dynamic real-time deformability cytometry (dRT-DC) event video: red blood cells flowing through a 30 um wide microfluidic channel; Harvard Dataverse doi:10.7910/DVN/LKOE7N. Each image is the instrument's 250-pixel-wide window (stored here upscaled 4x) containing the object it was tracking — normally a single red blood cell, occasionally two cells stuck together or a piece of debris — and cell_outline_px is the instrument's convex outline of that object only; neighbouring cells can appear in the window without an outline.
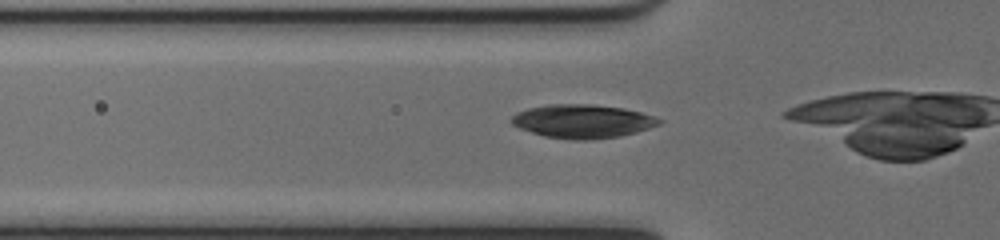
{"species": "common noctule bat (a hibernating species)", "species_latin": "Nyctalus noctula", "temperature_condition": "cold", "stored_images_in_passage": 26, "camera_frame_rate_fps": 3000, "um_per_image_px": 0.085, "animal": {"sex": "female", "body_mass_g": 17.0, "forearm_length_mm": 48.0}, "frame": {"image": 1, "passage_image": 2, "time_ms": 0.333, "image_size_px": [1000, 240], "cell_outline_px": [[664, 120], [660, 124], [636, 132], [620, 136], [592, 140], [572, 140], [544, 136], [520, 128], [512, 124], [508, 120], [516, 112], [528, 108], [548, 104], [592, 104], [624, 108], [640, 112]], "centroid_in_image_um": [49.49, 10.3], "position_along_channel_um": 76.3, "area_um2": 29.02}}
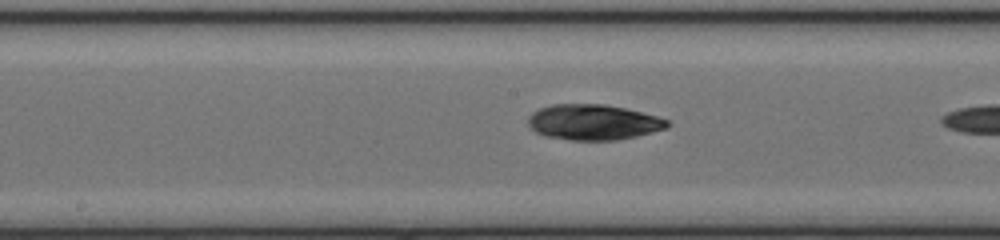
{"frame": {"image": 2, "passage_image": 11, "time_ms": 3.333, "image_size_px": [1000, 240], "cell_outline_px": [[672, 124], [668, 128], [636, 136], [616, 140], [568, 140], [544, 136], [536, 132], [528, 124], [528, 116], [532, 112], [540, 108], [552, 104], [604, 104], [624, 108], [656, 116], [668, 120]], "centroid_in_image_um": [50.42, 10.39], "position_along_channel_um": 197.8, "area_um2": 28.84}}
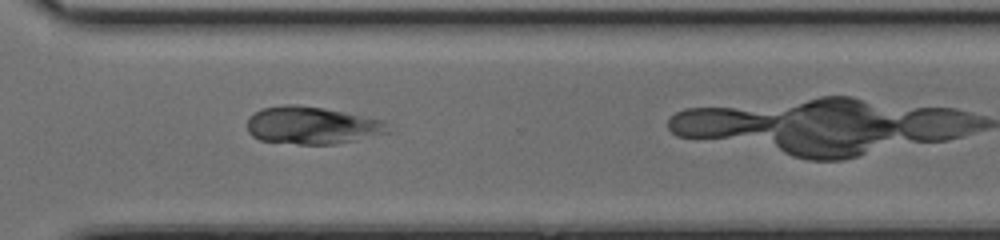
{"frame": {"image": 3, "passage_image": 22, "time_ms": 7.0, "image_size_px": [1000, 240], "cell_outline_px": [[396, 128], [392, 132], [356, 140], [336, 144], [296, 144], [260, 140], [252, 136], [248, 132], [248, 116], [260, 108], [284, 104], [296, 104], [324, 108], [384, 120]], "centroid_in_image_um": [26.57, 10.65], "position_along_channel_um": 344.0, "area_um2": 31.33}}